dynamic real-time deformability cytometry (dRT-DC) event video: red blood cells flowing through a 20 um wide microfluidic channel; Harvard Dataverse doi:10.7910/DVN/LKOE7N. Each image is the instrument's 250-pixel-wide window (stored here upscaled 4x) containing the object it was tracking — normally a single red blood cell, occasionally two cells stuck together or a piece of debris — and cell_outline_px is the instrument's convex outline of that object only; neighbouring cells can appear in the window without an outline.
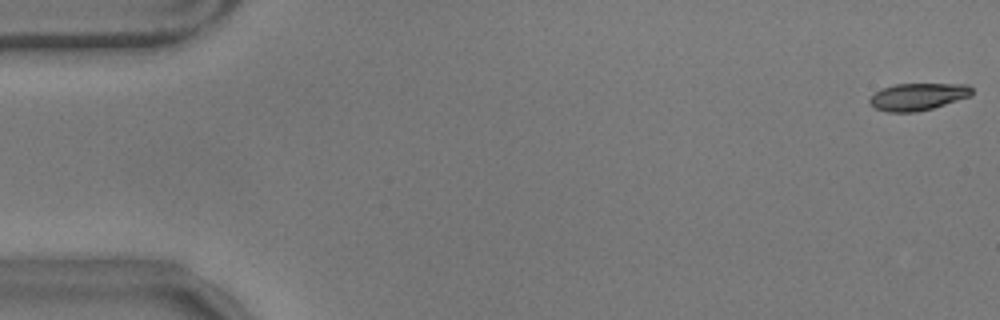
{"species": "common noctule bat (a hibernating species)", "species_latin": "Nyctalus noctula", "temperature_condition": "warm", "stored_images_in_passage": 14, "camera_frame_rate_fps": 3000, "um_per_image_px": 0.085, "animal": {"sex": "male", "body_mass_g": 17.9}, "frame": {"image": 1, "passage_image": 1, "time_ms": 0.0, "image_size_px": [1000, 320], "cell_outline_px": [[972, 96], [932, 108], [916, 112], [888, 112], [876, 108], [868, 100], [876, 92], [884, 88], [896, 84], [968, 84], [972, 88]], "centroid_in_image_um": [78.06, 8.21], "position_along_channel_um": 6.9, "area_um2": 16.01}}